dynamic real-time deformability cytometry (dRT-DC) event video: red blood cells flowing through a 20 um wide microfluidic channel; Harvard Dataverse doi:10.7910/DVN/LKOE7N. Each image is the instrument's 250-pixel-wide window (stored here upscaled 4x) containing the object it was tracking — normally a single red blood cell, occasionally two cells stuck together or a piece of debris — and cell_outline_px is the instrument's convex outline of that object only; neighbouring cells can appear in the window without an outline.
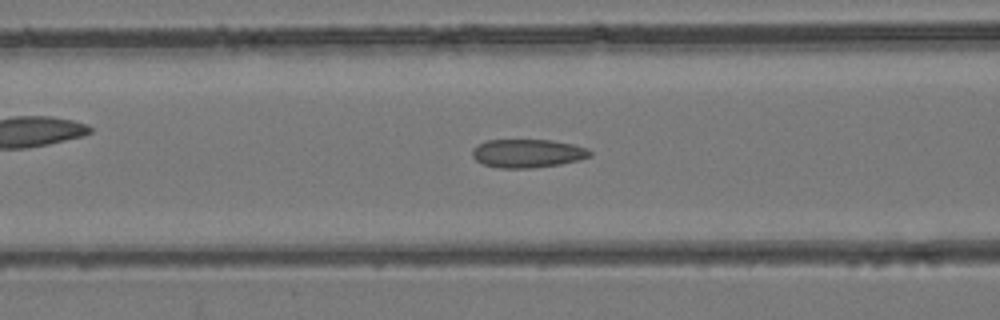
{"species": "common noctule bat (a hibernating species)", "species_latin": "Nyctalus noctula", "temperature_condition": "room temperature", "stored_images_in_passage": 44, "camera_frame_rate_fps": 3000, "um_per_image_px": 0.085, "animal": {"sex": "female", "body_mass_g": 24.6, "forearm_length_mm": 56.2}, "frame": {"image": 1, "passage_image": 17, "time_ms": 5.333, "image_size_px": [1000, 320], "cell_outline_px": [[592, 156], [580, 160], [560, 164], [532, 168], [500, 168], [484, 164], [476, 160], [472, 156], [472, 148], [488, 140], [552, 140], [572, 144], [588, 148], [592, 152]], "centroid_in_image_um": [44.88, 13.04], "position_along_channel_um": 121.7, "area_um2": 19.54}}
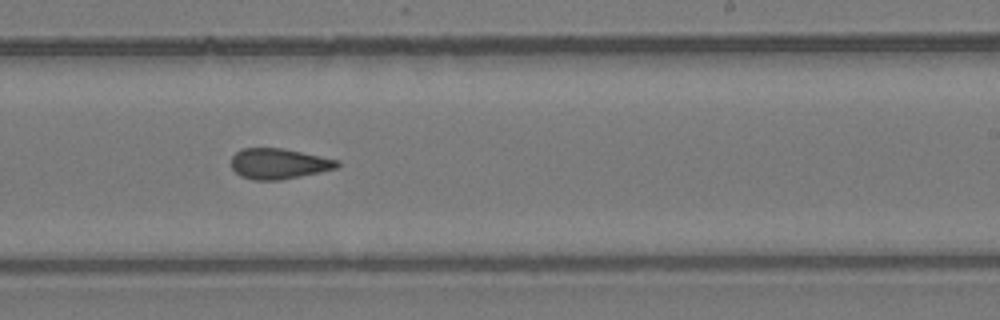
{"frame": {"image": 2, "passage_image": 26, "time_ms": 8.333, "image_size_px": [1000, 320], "cell_outline_px": [[340, 164], [336, 168], [320, 172], [280, 180], [252, 180], [240, 176], [232, 168], [232, 156], [236, 152], [244, 148], [284, 148], [340, 160]], "centroid_in_image_um": [23.7, 13.91], "position_along_channel_um": 265.3, "area_um2": 18.9}}
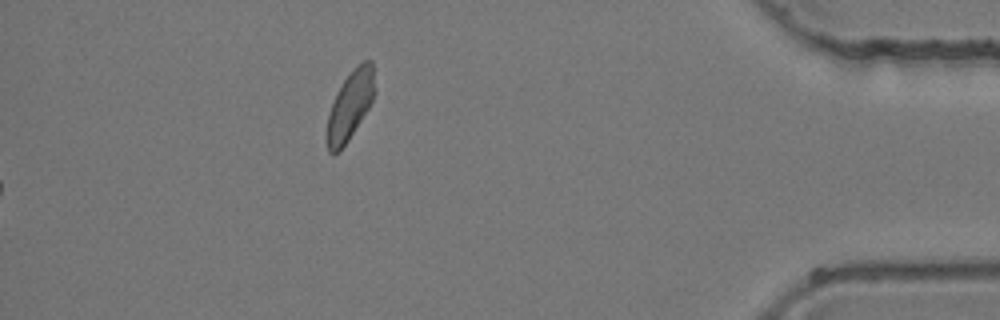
{"frame": {"image": 3, "passage_image": 44, "time_ms": 14.333, "image_size_px": [1000, 320], "cell_outline_px": [[372, 100], [368, 108], [348, 140], [340, 152], [332, 156], [328, 152], [324, 140], [324, 132], [328, 116], [336, 92], [344, 80], [364, 60], [372, 60]], "centroid_in_image_um": [29.65, 9.12], "position_along_channel_um": 405.6, "area_um2": 18.79}}